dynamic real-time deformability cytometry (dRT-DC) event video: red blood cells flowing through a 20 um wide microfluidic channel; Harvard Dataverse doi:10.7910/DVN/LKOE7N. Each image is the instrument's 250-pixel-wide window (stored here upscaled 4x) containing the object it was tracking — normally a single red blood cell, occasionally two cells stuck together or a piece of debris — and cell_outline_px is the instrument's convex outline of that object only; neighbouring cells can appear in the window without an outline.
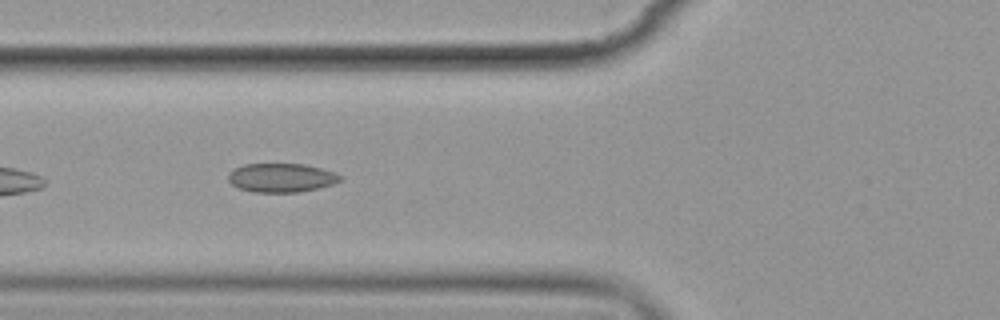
{"species": "common noctule bat (a hibernating species)", "species_latin": "Nyctalus noctula", "temperature_condition": "cold", "stored_images_in_passage": 7, "camera_frame_rate_fps": 3000, "um_per_image_px": 0.085, "animal": {"sex": "female", "body_mass_g": 19.9}, "frame": {"image": 1, "passage_image": 6, "time_ms": 6.667, "image_size_px": [1000, 320], "cell_outline_px": [[340, 180], [332, 184], [300, 192], [252, 192], [240, 188], [232, 184], [228, 180], [228, 176], [236, 168], [244, 164], [304, 164], [320, 168], [332, 172], [340, 176]], "centroid_in_image_um": [23.89, 15.11], "position_along_channel_um": 101.9, "area_um2": 18.44}}
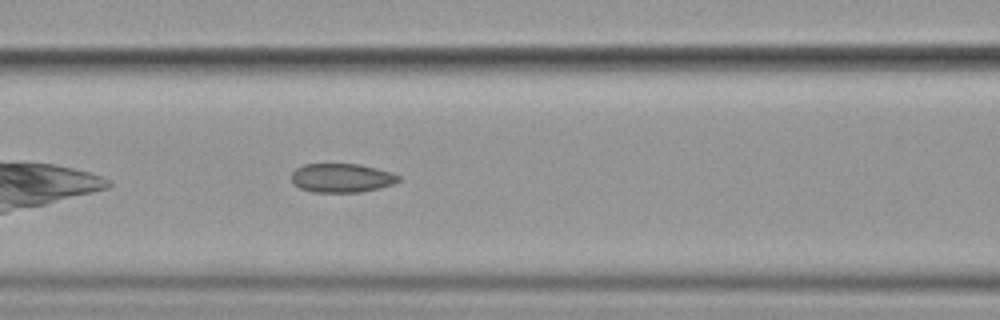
{"frame": {"image": 2, "passage_image": 7, "time_ms": 7.667, "image_size_px": [1000, 320], "cell_outline_px": [[400, 180], [392, 184], [380, 188], [360, 192], [312, 192], [300, 188], [292, 184], [292, 172], [296, 168], [304, 164], [360, 164], [392, 172], [400, 176]], "centroid_in_image_um": [29.03, 15.12], "position_along_channel_um": 137.6, "area_um2": 18.15}}